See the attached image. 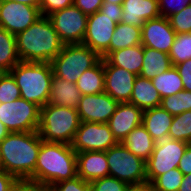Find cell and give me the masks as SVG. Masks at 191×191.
<instances>
[{
	"mask_svg": "<svg viewBox=\"0 0 191 191\" xmlns=\"http://www.w3.org/2000/svg\"><path fill=\"white\" fill-rule=\"evenodd\" d=\"M41 136L34 132H10L0 142V168L18 180L35 181Z\"/></svg>",
	"mask_w": 191,
	"mask_h": 191,
	"instance_id": "obj_1",
	"label": "cell"
},
{
	"mask_svg": "<svg viewBox=\"0 0 191 191\" xmlns=\"http://www.w3.org/2000/svg\"><path fill=\"white\" fill-rule=\"evenodd\" d=\"M17 53L23 62L50 63L64 43L47 16H41L26 30L16 35Z\"/></svg>",
	"mask_w": 191,
	"mask_h": 191,
	"instance_id": "obj_2",
	"label": "cell"
},
{
	"mask_svg": "<svg viewBox=\"0 0 191 191\" xmlns=\"http://www.w3.org/2000/svg\"><path fill=\"white\" fill-rule=\"evenodd\" d=\"M77 153L70 144L41 140L35 166V182L51 187L77 175Z\"/></svg>",
	"mask_w": 191,
	"mask_h": 191,
	"instance_id": "obj_3",
	"label": "cell"
},
{
	"mask_svg": "<svg viewBox=\"0 0 191 191\" xmlns=\"http://www.w3.org/2000/svg\"><path fill=\"white\" fill-rule=\"evenodd\" d=\"M9 73L20 89L21 98L40 108L48 104L53 77L50 63L20 61Z\"/></svg>",
	"mask_w": 191,
	"mask_h": 191,
	"instance_id": "obj_4",
	"label": "cell"
},
{
	"mask_svg": "<svg viewBox=\"0 0 191 191\" xmlns=\"http://www.w3.org/2000/svg\"><path fill=\"white\" fill-rule=\"evenodd\" d=\"M79 125L77 109L49 103L40 108L38 133L43 141L71 145Z\"/></svg>",
	"mask_w": 191,
	"mask_h": 191,
	"instance_id": "obj_5",
	"label": "cell"
},
{
	"mask_svg": "<svg viewBox=\"0 0 191 191\" xmlns=\"http://www.w3.org/2000/svg\"><path fill=\"white\" fill-rule=\"evenodd\" d=\"M101 57L83 44H64L61 52L50 62L53 75L76 83Z\"/></svg>",
	"mask_w": 191,
	"mask_h": 191,
	"instance_id": "obj_6",
	"label": "cell"
},
{
	"mask_svg": "<svg viewBox=\"0 0 191 191\" xmlns=\"http://www.w3.org/2000/svg\"><path fill=\"white\" fill-rule=\"evenodd\" d=\"M109 176L115 177L127 184L147 182L146 162L135 156L121 142L106 151Z\"/></svg>",
	"mask_w": 191,
	"mask_h": 191,
	"instance_id": "obj_7",
	"label": "cell"
},
{
	"mask_svg": "<svg viewBox=\"0 0 191 191\" xmlns=\"http://www.w3.org/2000/svg\"><path fill=\"white\" fill-rule=\"evenodd\" d=\"M0 121L10 132H34L40 125V107L19 98L0 103Z\"/></svg>",
	"mask_w": 191,
	"mask_h": 191,
	"instance_id": "obj_8",
	"label": "cell"
},
{
	"mask_svg": "<svg viewBox=\"0 0 191 191\" xmlns=\"http://www.w3.org/2000/svg\"><path fill=\"white\" fill-rule=\"evenodd\" d=\"M188 145L189 143L169 138L156 142L151 157L146 161L147 183L151 184L158 176L178 168Z\"/></svg>",
	"mask_w": 191,
	"mask_h": 191,
	"instance_id": "obj_9",
	"label": "cell"
},
{
	"mask_svg": "<svg viewBox=\"0 0 191 191\" xmlns=\"http://www.w3.org/2000/svg\"><path fill=\"white\" fill-rule=\"evenodd\" d=\"M64 44H82L87 18L75 5L58 10L47 16Z\"/></svg>",
	"mask_w": 191,
	"mask_h": 191,
	"instance_id": "obj_10",
	"label": "cell"
},
{
	"mask_svg": "<svg viewBox=\"0 0 191 191\" xmlns=\"http://www.w3.org/2000/svg\"><path fill=\"white\" fill-rule=\"evenodd\" d=\"M107 123L80 122L71 144L76 153L84 151H104L117 144Z\"/></svg>",
	"mask_w": 191,
	"mask_h": 191,
	"instance_id": "obj_11",
	"label": "cell"
},
{
	"mask_svg": "<svg viewBox=\"0 0 191 191\" xmlns=\"http://www.w3.org/2000/svg\"><path fill=\"white\" fill-rule=\"evenodd\" d=\"M115 27L116 23L111 20V17L98 10L87 18L86 33L82 44L105 59L110 54V40Z\"/></svg>",
	"mask_w": 191,
	"mask_h": 191,
	"instance_id": "obj_12",
	"label": "cell"
},
{
	"mask_svg": "<svg viewBox=\"0 0 191 191\" xmlns=\"http://www.w3.org/2000/svg\"><path fill=\"white\" fill-rule=\"evenodd\" d=\"M41 16L39 6L0 0V27L15 36L30 27Z\"/></svg>",
	"mask_w": 191,
	"mask_h": 191,
	"instance_id": "obj_13",
	"label": "cell"
},
{
	"mask_svg": "<svg viewBox=\"0 0 191 191\" xmlns=\"http://www.w3.org/2000/svg\"><path fill=\"white\" fill-rule=\"evenodd\" d=\"M119 102L105 91L94 95H82L77 108L80 122L107 123Z\"/></svg>",
	"mask_w": 191,
	"mask_h": 191,
	"instance_id": "obj_14",
	"label": "cell"
},
{
	"mask_svg": "<svg viewBox=\"0 0 191 191\" xmlns=\"http://www.w3.org/2000/svg\"><path fill=\"white\" fill-rule=\"evenodd\" d=\"M141 44L169 54L174 43L176 32L172 29L169 19L164 16L148 20L141 27Z\"/></svg>",
	"mask_w": 191,
	"mask_h": 191,
	"instance_id": "obj_15",
	"label": "cell"
},
{
	"mask_svg": "<svg viewBox=\"0 0 191 191\" xmlns=\"http://www.w3.org/2000/svg\"><path fill=\"white\" fill-rule=\"evenodd\" d=\"M136 77L137 75L122 67L112 66L104 59V91L119 103L130 102Z\"/></svg>",
	"mask_w": 191,
	"mask_h": 191,
	"instance_id": "obj_16",
	"label": "cell"
},
{
	"mask_svg": "<svg viewBox=\"0 0 191 191\" xmlns=\"http://www.w3.org/2000/svg\"><path fill=\"white\" fill-rule=\"evenodd\" d=\"M143 111L129 102L119 103L107 124L117 142H122L131 130L142 124Z\"/></svg>",
	"mask_w": 191,
	"mask_h": 191,
	"instance_id": "obj_17",
	"label": "cell"
},
{
	"mask_svg": "<svg viewBox=\"0 0 191 191\" xmlns=\"http://www.w3.org/2000/svg\"><path fill=\"white\" fill-rule=\"evenodd\" d=\"M77 175L91 183L109 176V167L104 151H84L77 153Z\"/></svg>",
	"mask_w": 191,
	"mask_h": 191,
	"instance_id": "obj_18",
	"label": "cell"
},
{
	"mask_svg": "<svg viewBox=\"0 0 191 191\" xmlns=\"http://www.w3.org/2000/svg\"><path fill=\"white\" fill-rule=\"evenodd\" d=\"M121 22L142 27L148 20L161 16L158 0H124Z\"/></svg>",
	"mask_w": 191,
	"mask_h": 191,
	"instance_id": "obj_19",
	"label": "cell"
},
{
	"mask_svg": "<svg viewBox=\"0 0 191 191\" xmlns=\"http://www.w3.org/2000/svg\"><path fill=\"white\" fill-rule=\"evenodd\" d=\"M81 97L82 94L77 88L76 83L53 75L48 101L49 104L77 109Z\"/></svg>",
	"mask_w": 191,
	"mask_h": 191,
	"instance_id": "obj_20",
	"label": "cell"
},
{
	"mask_svg": "<svg viewBox=\"0 0 191 191\" xmlns=\"http://www.w3.org/2000/svg\"><path fill=\"white\" fill-rule=\"evenodd\" d=\"M173 116L161 106L143 111L142 125L155 142L168 139Z\"/></svg>",
	"mask_w": 191,
	"mask_h": 191,
	"instance_id": "obj_21",
	"label": "cell"
},
{
	"mask_svg": "<svg viewBox=\"0 0 191 191\" xmlns=\"http://www.w3.org/2000/svg\"><path fill=\"white\" fill-rule=\"evenodd\" d=\"M144 46L138 44L111 52L105 59L112 65L139 76L143 65Z\"/></svg>",
	"mask_w": 191,
	"mask_h": 191,
	"instance_id": "obj_22",
	"label": "cell"
},
{
	"mask_svg": "<svg viewBox=\"0 0 191 191\" xmlns=\"http://www.w3.org/2000/svg\"><path fill=\"white\" fill-rule=\"evenodd\" d=\"M161 100L162 98L153 86L151 80L141 76L135 78L129 103L145 111L154 107H159L161 105Z\"/></svg>",
	"mask_w": 191,
	"mask_h": 191,
	"instance_id": "obj_23",
	"label": "cell"
},
{
	"mask_svg": "<svg viewBox=\"0 0 191 191\" xmlns=\"http://www.w3.org/2000/svg\"><path fill=\"white\" fill-rule=\"evenodd\" d=\"M121 143L146 162L151 157L156 142L141 124L131 130Z\"/></svg>",
	"mask_w": 191,
	"mask_h": 191,
	"instance_id": "obj_24",
	"label": "cell"
},
{
	"mask_svg": "<svg viewBox=\"0 0 191 191\" xmlns=\"http://www.w3.org/2000/svg\"><path fill=\"white\" fill-rule=\"evenodd\" d=\"M171 67L173 66L169 54L150 47H144L143 65L139 76L152 80Z\"/></svg>",
	"mask_w": 191,
	"mask_h": 191,
	"instance_id": "obj_25",
	"label": "cell"
},
{
	"mask_svg": "<svg viewBox=\"0 0 191 191\" xmlns=\"http://www.w3.org/2000/svg\"><path fill=\"white\" fill-rule=\"evenodd\" d=\"M104 59L101 58L93 67L86 70L76 81L82 95H94L104 92Z\"/></svg>",
	"mask_w": 191,
	"mask_h": 191,
	"instance_id": "obj_26",
	"label": "cell"
},
{
	"mask_svg": "<svg viewBox=\"0 0 191 191\" xmlns=\"http://www.w3.org/2000/svg\"><path fill=\"white\" fill-rule=\"evenodd\" d=\"M141 36V27L122 22L116 24L113 36L110 40V53L141 44Z\"/></svg>",
	"mask_w": 191,
	"mask_h": 191,
	"instance_id": "obj_27",
	"label": "cell"
},
{
	"mask_svg": "<svg viewBox=\"0 0 191 191\" xmlns=\"http://www.w3.org/2000/svg\"><path fill=\"white\" fill-rule=\"evenodd\" d=\"M20 61L16 36L0 27V71L9 72Z\"/></svg>",
	"mask_w": 191,
	"mask_h": 191,
	"instance_id": "obj_28",
	"label": "cell"
},
{
	"mask_svg": "<svg viewBox=\"0 0 191 191\" xmlns=\"http://www.w3.org/2000/svg\"><path fill=\"white\" fill-rule=\"evenodd\" d=\"M151 81L161 98L176 95L184 90L183 81L175 66Z\"/></svg>",
	"mask_w": 191,
	"mask_h": 191,
	"instance_id": "obj_29",
	"label": "cell"
},
{
	"mask_svg": "<svg viewBox=\"0 0 191 191\" xmlns=\"http://www.w3.org/2000/svg\"><path fill=\"white\" fill-rule=\"evenodd\" d=\"M168 138L186 143L191 142V111L173 116Z\"/></svg>",
	"mask_w": 191,
	"mask_h": 191,
	"instance_id": "obj_30",
	"label": "cell"
},
{
	"mask_svg": "<svg viewBox=\"0 0 191 191\" xmlns=\"http://www.w3.org/2000/svg\"><path fill=\"white\" fill-rule=\"evenodd\" d=\"M169 57L172 66L191 59V32L176 34Z\"/></svg>",
	"mask_w": 191,
	"mask_h": 191,
	"instance_id": "obj_31",
	"label": "cell"
},
{
	"mask_svg": "<svg viewBox=\"0 0 191 191\" xmlns=\"http://www.w3.org/2000/svg\"><path fill=\"white\" fill-rule=\"evenodd\" d=\"M160 106L172 116L191 111V92L183 90L176 95L162 98Z\"/></svg>",
	"mask_w": 191,
	"mask_h": 191,
	"instance_id": "obj_32",
	"label": "cell"
},
{
	"mask_svg": "<svg viewBox=\"0 0 191 191\" xmlns=\"http://www.w3.org/2000/svg\"><path fill=\"white\" fill-rule=\"evenodd\" d=\"M184 175L178 169H170L158 176L151 184V191H178Z\"/></svg>",
	"mask_w": 191,
	"mask_h": 191,
	"instance_id": "obj_33",
	"label": "cell"
},
{
	"mask_svg": "<svg viewBox=\"0 0 191 191\" xmlns=\"http://www.w3.org/2000/svg\"><path fill=\"white\" fill-rule=\"evenodd\" d=\"M21 98L20 89L9 72L0 75V103H10Z\"/></svg>",
	"mask_w": 191,
	"mask_h": 191,
	"instance_id": "obj_34",
	"label": "cell"
},
{
	"mask_svg": "<svg viewBox=\"0 0 191 191\" xmlns=\"http://www.w3.org/2000/svg\"><path fill=\"white\" fill-rule=\"evenodd\" d=\"M168 19L176 34L191 32V4L187 5L181 12L172 14Z\"/></svg>",
	"mask_w": 191,
	"mask_h": 191,
	"instance_id": "obj_35",
	"label": "cell"
},
{
	"mask_svg": "<svg viewBox=\"0 0 191 191\" xmlns=\"http://www.w3.org/2000/svg\"><path fill=\"white\" fill-rule=\"evenodd\" d=\"M129 184L112 176H106L90 183L91 191H126Z\"/></svg>",
	"mask_w": 191,
	"mask_h": 191,
	"instance_id": "obj_36",
	"label": "cell"
},
{
	"mask_svg": "<svg viewBox=\"0 0 191 191\" xmlns=\"http://www.w3.org/2000/svg\"><path fill=\"white\" fill-rule=\"evenodd\" d=\"M49 189L50 191H91L90 183L79 176L60 181L49 187Z\"/></svg>",
	"mask_w": 191,
	"mask_h": 191,
	"instance_id": "obj_37",
	"label": "cell"
},
{
	"mask_svg": "<svg viewBox=\"0 0 191 191\" xmlns=\"http://www.w3.org/2000/svg\"><path fill=\"white\" fill-rule=\"evenodd\" d=\"M161 16L168 18L172 14L181 12L191 0H158Z\"/></svg>",
	"mask_w": 191,
	"mask_h": 191,
	"instance_id": "obj_38",
	"label": "cell"
},
{
	"mask_svg": "<svg viewBox=\"0 0 191 191\" xmlns=\"http://www.w3.org/2000/svg\"><path fill=\"white\" fill-rule=\"evenodd\" d=\"M74 5V0H40L39 10L42 16H49L55 11Z\"/></svg>",
	"mask_w": 191,
	"mask_h": 191,
	"instance_id": "obj_39",
	"label": "cell"
},
{
	"mask_svg": "<svg viewBox=\"0 0 191 191\" xmlns=\"http://www.w3.org/2000/svg\"><path fill=\"white\" fill-rule=\"evenodd\" d=\"M11 191H50L49 187L38 182L22 179L17 180Z\"/></svg>",
	"mask_w": 191,
	"mask_h": 191,
	"instance_id": "obj_40",
	"label": "cell"
},
{
	"mask_svg": "<svg viewBox=\"0 0 191 191\" xmlns=\"http://www.w3.org/2000/svg\"><path fill=\"white\" fill-rule=\"evenodd\" d=\"M99 11L104 15L111 17V20L114 23L118 24L121 22L123 14L122 5L103 2Z\"/></svg>",
	"mask_w": 191,
	"mask_h": 191,
	"instance_id": "obj_41",
	"label": "cell"
},
{
	"mask_svg": "<svg viewBox=\"0 0 191 191\" xmlns=\"http://www.w3.org/2000/svg\"><path fill=\"white\" fill-rule=\"evenodd\" d=\"M102 3L103 0H74V5L87 16L97 12Z\"/></svg>",
	"mask_w": 191,
	"mask_h": 191,
	"instance_id": "obj_42",
	"label": "cell"
},
{
	"mask_svg": "<svg viewBox=\"0 0 191 191\" xmlns=\"http://www.w3.org/2000/svg\"><path fill=\"white\" fill-rule=\"evenodd\" d=\"M183 81L184 90L191 92V59L175 65Z\"/></svg>",
	"mask_w": 191,
	"mask_h": 191,
	"instance_id": "obj_43",
	"label": "cell"
},
{
	"mask_svg": "<svg viewBox=\"0 0 191 191\" xmlns=\"http://www.w3.org/2000/svg\"><path fill=\"white\" fill-rule=\"evenodd\" d=\"M17 178L0 168V191H11Z\"/></svg>",
	"mask_w": 191,
	"mask_h": 191,
	"instance_id": "obj_44",
	"label": "cell"
},
{
	"mask_svg": "<svg viewBox=\"0 0 191 191\" xmlns=\"http://www.w3.org/2000/svg\"><path fill=\"white\" fill-rule=\"evenodd\" d=\"M178 169L183 173V175H187L191 173V145L190 144L187 146L183 156L180 159Z\"/></svg>",
	"mask_w": 191,
	"mask_h": 191,
	"instance_id": "obj_45",
	"label": "cell"
},
{
	"mask_svg": "<svg viewBox=\"0 0 191 191\" xmlns=\"http://www.w3.org/2000/svg\"><path fill=\"white\" fill-rule=\"evenodd\" d=\"M126 191H151L149 183L130 184L127 186Z\"/></svg>",
	"mask_w": 191,
	"mask_h": 191,
	"instance_id": "obj_46",
	"label": "cell"
},
{
	"mask_svg": "<svg viewBox=\"0 0 191 191\" xmlns=\"http://www.w3.org/2000/svg\"><path fill=\"white\" fill-rule=\"evenodd\" d=\"M178 191H191V173L184 175Z\"/></svg>",
	"mask_w": 191,
	"mask_h": 191,
	"instance_id": "obj_47",
	"label": "cell"
},
{
	"mask_svg": "<svg viewBox=\"0 0 191 191\" xmlns=\"http://www.w3.org/2000/svg\"><path fill=\"white\" fill-rule=\"evenodd\" d=\"M21 4L31 5V6H39L40 0H9Z\"/></svg>",
	"mask_w": 191,
	"mask_h": 191,
	"instance_id": "obj_48",
	"label": "cell"
},
{
	"mask_svg": "<svg viewBox=\"0 0 191 191\" xmlns=\"http://www.w3.org/2000/svg\"><path fill=\"white\" fill-rule=\"evenodd\" d=\"M10 133L6 126L0 121V142Z\"/></svg>",
	"mask_w": 191,
	"mask_h": 191,
	"instance_id": "obj_49",
	"label": "cell"
},
{
	"mask_svg": "<svg viewBox=\"0 0 191 191\" xmlns=\"http://www.w3.org/2000/svg\"><path fill=\"white\" fill-rule=\"evenodd\" d=\"M103 2H110V3H112V4L122 5V3L124 2V0H103Z\"/></svg>",
	"mask_w": 191,
	"mask_h": 191,
	"instance_id": "obj_50",
	"label": "cell"
}]
</instances>
